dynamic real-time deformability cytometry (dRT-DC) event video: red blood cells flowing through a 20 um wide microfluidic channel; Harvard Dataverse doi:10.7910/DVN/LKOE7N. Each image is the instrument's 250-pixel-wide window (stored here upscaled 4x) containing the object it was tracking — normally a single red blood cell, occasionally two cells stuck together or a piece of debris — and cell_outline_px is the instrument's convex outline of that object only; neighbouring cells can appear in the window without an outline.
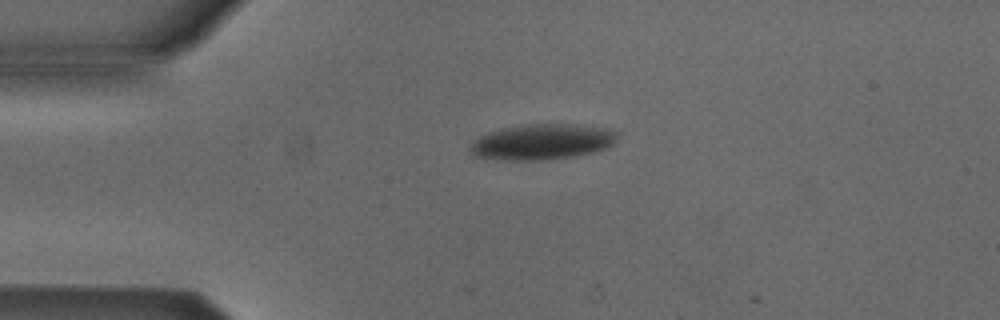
{"species": "Egyptian fruit bat (a non-hibernating species)", "species_latin": "Rousettus aegyptiacus", "temperature_condition": "cold", "stored_images_in_passage": 2, "camera_frame_rate_fps": 3000, "um_per_image_px": 0.085, "animal": {"sex": "male"}, "frame": {"image": 1, "passage_image": 1, "time_ms": 0.0, "image_size_px": [1000, 320], "cell_outline_px": [[616, 140], [608, 148], [596, 152], [576, 156], [548, 160], [500, 160], [472, 156], [472, 144], [480, 136], [488, 132], [504, 128], [524, 124], [568, 124], [596, 128], [616, 132]], "centroid_in_image_um": [46.06, 12.08], "position_along_channel_um": 38.9, "area_um2": 30.23}}